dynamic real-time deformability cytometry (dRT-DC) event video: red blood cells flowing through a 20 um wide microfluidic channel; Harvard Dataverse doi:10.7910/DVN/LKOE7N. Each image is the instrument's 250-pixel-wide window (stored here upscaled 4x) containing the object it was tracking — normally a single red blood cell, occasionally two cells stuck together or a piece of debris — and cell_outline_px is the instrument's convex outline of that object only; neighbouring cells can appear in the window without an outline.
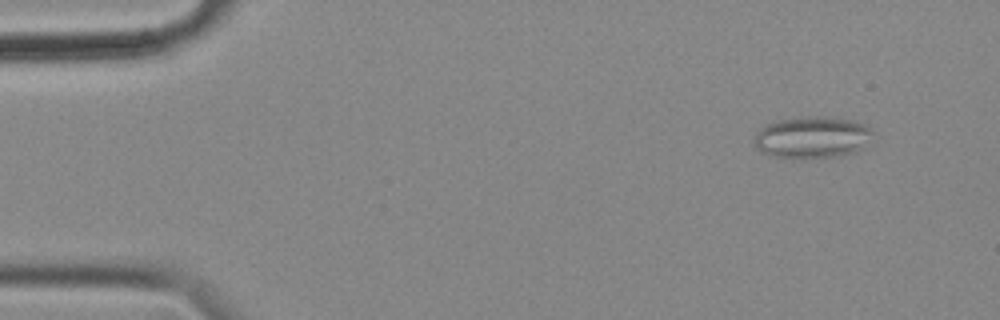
{"species": "common noctule bat (a hibernating species)", "species_latin": "Nyctalus noctula", "temperature_condition": "cold", "stored_images_in_passage": 57, "camera_frame_rate_fps": 3000, "um_per_image_px": 0.085, "animal": {"sex": "female", "body_mass_g": 18.4}, "frame": {"image": 1, "passage_image": 5, "time_ms": 1.333, "image_size_px": [1000, 320], "cell_outline_px": [[876, 132], [864, 148], [856, 152], [836, 156], [772, 156], [756, 148], [752, 144], [752, 140], [756, 132], [764, 124], [776, 120], [808, 116], [832, 116], [852, 120], [864, 124], [872, 128]], "centroid_in_image_um": [69.06, 11.62], "position_along_channel_um": 15.9, "area_um2": 29.02}}
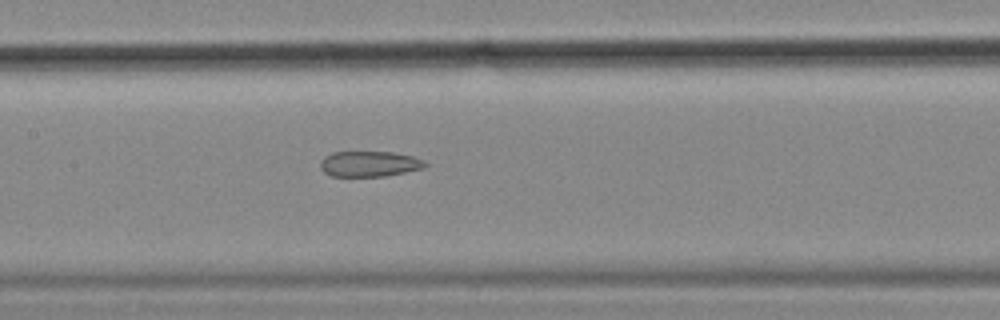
{"frame": {"image": 2, "passage_image": 27, "time_ms": 8.667, "image_size_px": [1000, 320], "cell_outline_px": [[428, 164], [424, 168], [384, 176], [332, 176], [324, 172], [320, 168], [320, 160], [324, 156], [332, 152], [392, 152], [412, 156], [424, 160]], "centroid_in_image_um": [31.38, 13.92], "position_along_channel_um": 176.0, "area_um2": 15.61}}
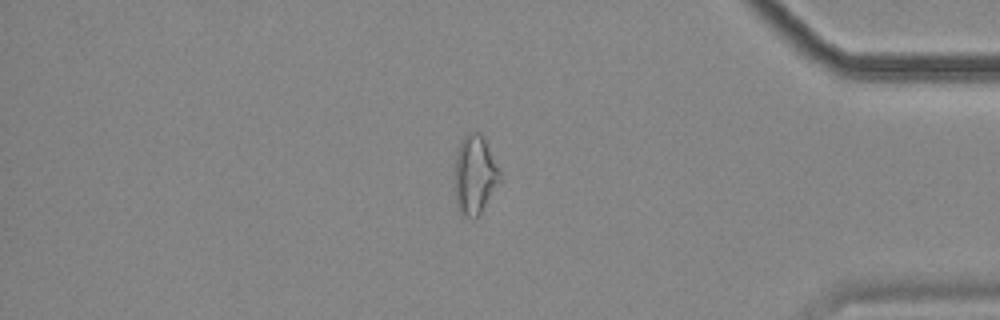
{"frame": {"image": 3, "passage_image": 48, "time_ms": 15.667, "image_size_px": [1000, 320], "cell_outline_px": [[500, 180], [480, 216], [472, 220], [460, 212], [456, 208], [456, 152], [460, 140], [468, 132], [480, 132], [484, 136], [500, 172]], "centroid_in_image_um": [40.36, 14.87], "position_along_channel_um": 394.8, "area_um2": 20.81}, "authors_computed_cell_mechanics": {"area_um2": 20.808, "velocity_mm_per_s": 3.5323, "shape_relaxation_time_tau1_ms": null, "shape_relaxation_time_tau2_ms": 2.634, "deformation_change_tau1": null, "deformation_change_tau2": 0.1117}}